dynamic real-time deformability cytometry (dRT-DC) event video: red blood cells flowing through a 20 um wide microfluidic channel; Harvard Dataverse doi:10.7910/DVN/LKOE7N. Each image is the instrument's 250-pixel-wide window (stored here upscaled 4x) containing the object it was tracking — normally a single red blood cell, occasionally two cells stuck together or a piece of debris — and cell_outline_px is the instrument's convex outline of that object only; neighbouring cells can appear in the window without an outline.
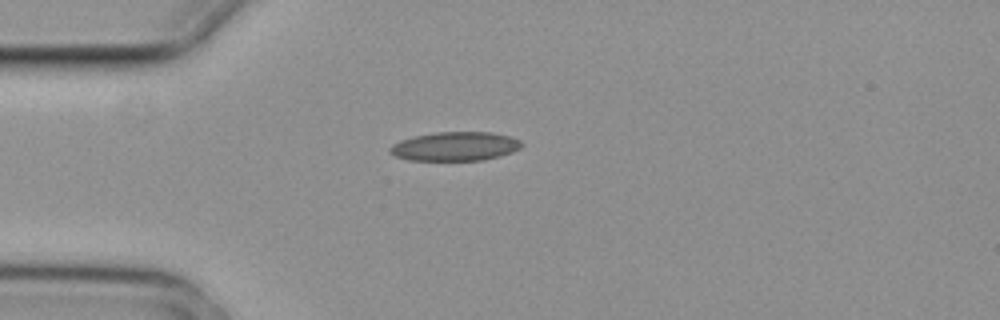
{"species": "common noctule bat (a hibernating species)", "species_latin": "Nyctalus noctula", "temperature_condition": "cold", "stored_images_in_passage": 3, "camera_frame_rate_fps": 3000, "um_per_image_px": 0.085, "animal": {"sex": "female", "body_mass_g": 29.2, "forearm_length_mm": 56.3}, "frame": {"image": 1, "passage_image": 3, "time_ms": 0.667, "image_size_px": [1000, 320], "cell_outline_px": [[524, 144], [520, 148], [512, 152], [500, 156], [480, 160], [408, 160], [396, 156], [388, 152], [388, 148], [392, 144], [400, 140], [412, 136], [436, 132], [492, 132], [508, 136], [520, 140]], "centroid_in_image_um": [38.66, 12.43], "position_along_channel_um": 46.3, "area_um2": 22.31}}